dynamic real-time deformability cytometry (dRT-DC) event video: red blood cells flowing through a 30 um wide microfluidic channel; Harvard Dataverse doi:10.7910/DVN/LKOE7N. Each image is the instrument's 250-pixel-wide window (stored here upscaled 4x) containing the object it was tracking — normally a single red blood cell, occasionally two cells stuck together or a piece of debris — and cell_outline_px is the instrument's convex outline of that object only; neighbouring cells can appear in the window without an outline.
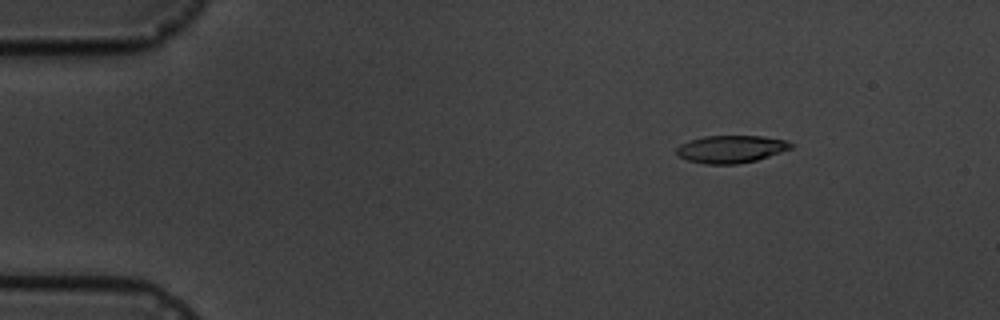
{"species": "common noctule bat (a hibernating species)", "species_latin": "Nyctalus noctula", "temperature_condition": "cold", "stored_images_in_passage": 5, "camera_frame_rate_fps": 3000, "um_per_image_px": 0.085, "animal": {"sex": "male", "body_mass_g": 19.5, "forearm_length_mm": 54.6}, "frame": {"image": 1, "passage_image": 2, "time_ms": 1.0, "image_size_px": [1000, 320], "cell_outline_px": [[792, 148], [756, 160], [736, 164], [704, 164], [688, 160], [676, 156], [676, 148], [680, 144], [704, 136], [760, 136], [788, 140], [792, 144]], "centroid_in_image_um": [62.11, 12.67], "position_along_channel_um": 22.9, "area_um2": 18.26}}
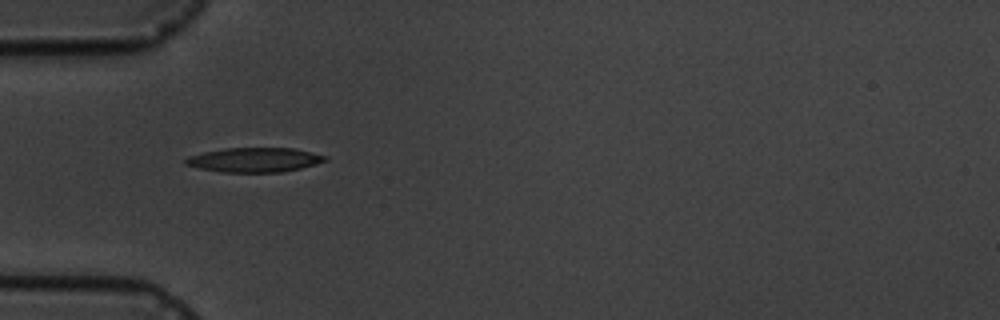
{"frame": {"image": 2, "passage_image": 4, "time_ms": 4.333, "image_size_px": [1000, 320], "cell_outline_px": [[328, 160], [316, 164], [300, 168], [280, 172], [220, 172], [200, 168], [184, 164], [184, 160], [188, 156], [204, 152], [224, 148], [292, 148], [312, 152], [328, 156]], "centroid_in_image_um": [21.63, 13.58], "position_along_channel_um": 63.4, "area_um2": 19.88}}
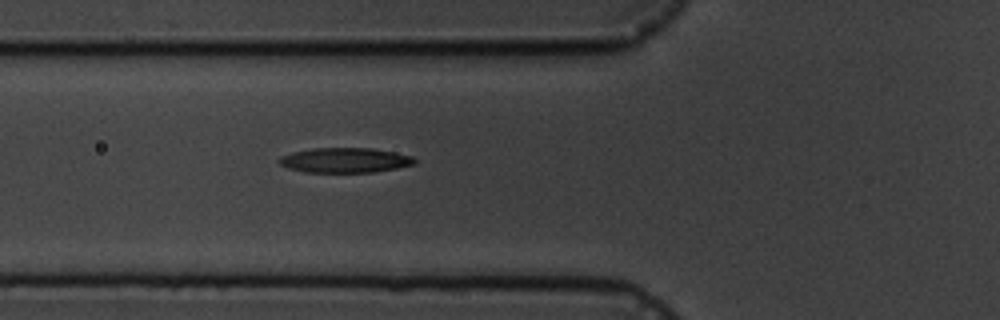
{"frame": {"image": 3, "passage_image": 5, "time_ms": 5.333, "image_size_px": [1000, 320], "cell_outline_px": [[416, 164], [396, 168], [372, 172], [304, 172], [288, 168], [280, 164], [276, 160], [280, 156], [292, 152], [312, 148], [372, 148], [412, 156], [416, 160]], "centroid_in_image_um": [29.28, 13.62], "position_along_channel_um": 96.5, "area_um2": 19.65}}